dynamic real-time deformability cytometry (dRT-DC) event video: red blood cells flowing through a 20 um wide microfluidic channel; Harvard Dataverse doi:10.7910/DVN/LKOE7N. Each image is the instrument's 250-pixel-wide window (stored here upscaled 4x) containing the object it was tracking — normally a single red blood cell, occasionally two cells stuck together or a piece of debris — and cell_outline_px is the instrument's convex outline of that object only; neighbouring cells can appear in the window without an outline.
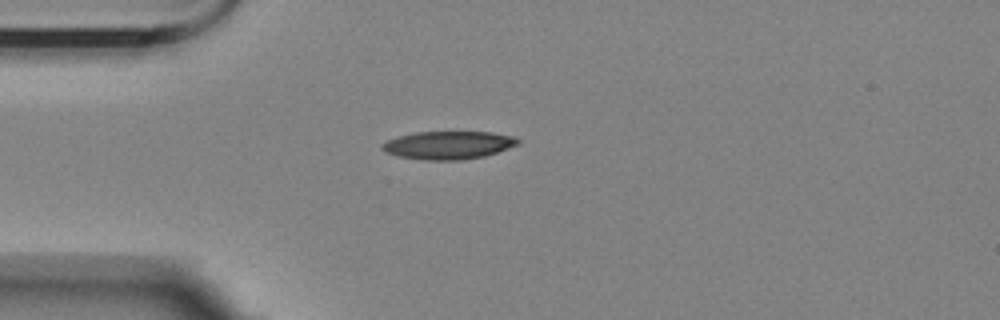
{"species": "Egyptian fruit bat (a non-hibernating species)", "species_latin": "Rousettus aegyptiacus", "temperature_condition": "room temperature", "stored_images_in_passage": 2, "camera_frame_rate_fps": 3000, "um_per_image_px": 0.085, "animal": {"sex": "female"}, "frame": {"image": 1, "passage_image": 2, "time_ms": 2.0, "image_size_px": [1000, 320], "cell_outline_px": [[520, 144], [484, 156], [460, 160], [424, 160], [400, 156], [384, 152], [380, 148], [388, 140], [400, 136], [416, 132], [492, 132], [512, 136], [520, 140]], "centroid_in_image_um": [38.13, 12.34], "position_along_channel_um": 46.9, "area_um2": 21.96}}